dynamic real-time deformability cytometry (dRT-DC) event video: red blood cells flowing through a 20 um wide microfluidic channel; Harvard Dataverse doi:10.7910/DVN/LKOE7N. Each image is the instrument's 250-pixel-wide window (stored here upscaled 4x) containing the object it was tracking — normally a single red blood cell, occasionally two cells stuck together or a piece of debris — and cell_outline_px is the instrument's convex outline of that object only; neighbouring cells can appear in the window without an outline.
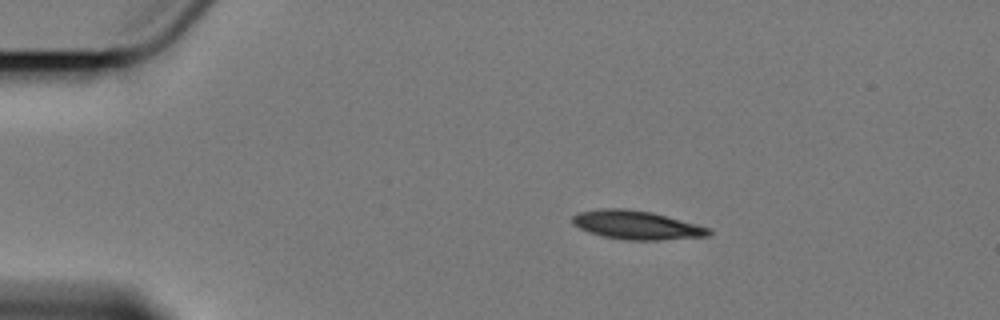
{"species": "Egyptian fruit bat (a non-hibernating species)", "species_latin": "Rousettus aegyptiacus", "temperature_condition": "cold", "stored_images_in_passage": 3, "camera_frame_rate_fps": 3000, "um_per_image_px": 0.085, "animal": {"sex": "female"}, "frame": {"image": 1, "passage_image": 1, "time_ms": 0.0, "image_size_px": [1000, 320], "cell_outline_px": [[712, 232], [708, 236], [660, 240], [624, 240], [604, 236], [588, 232], [572, 224], [572, 216], [580, 212], [600, 208], [624, 208], [652, 212], [712, 228]], "centroid_in_image_um": [54.12, 19.12], "position_along_channel_um": 30.9, "area_um2": 22.89}}